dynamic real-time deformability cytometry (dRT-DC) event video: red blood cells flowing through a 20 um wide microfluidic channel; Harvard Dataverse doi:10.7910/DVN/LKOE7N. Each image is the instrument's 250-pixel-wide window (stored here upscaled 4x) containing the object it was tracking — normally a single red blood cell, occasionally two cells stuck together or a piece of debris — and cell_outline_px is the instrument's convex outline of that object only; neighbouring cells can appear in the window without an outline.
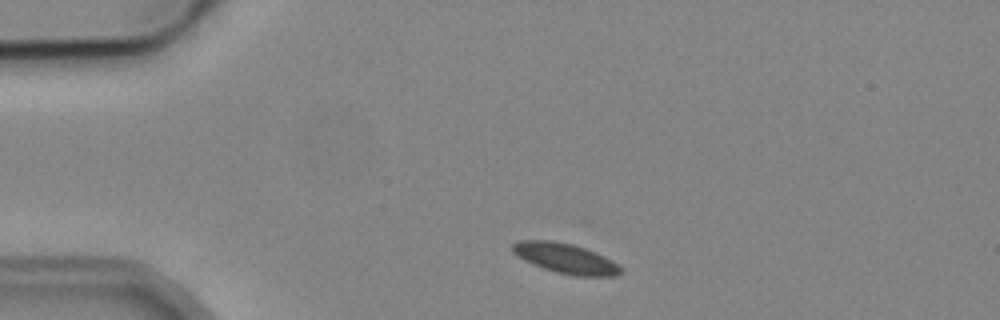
{"species": "common noctule bat (a hibernating species)", "species_latin": "Nyctalus noctula", "temperature_condition": "cold", "stored_images_in_passage": 2, "camera_frame_rate_fps": 3000, "um_per_image_px": 0.085, "animal": {"sex": "male", "body_mass_g": 19.2, "forearm_length_mm": 51.8}, "frame": {"image": 1, "passage_image": 1, "time_ms": 0.0, "image_size_px": [1000, 320], "cell_outline_px": [[620, 272], [616, 276], [576, 276], [556, 272], [532, 264], [524, 260], [512, 252], [512, 244], [520, 240], [552, 240], [572, 244], [584, 248], [604, 256], [612, 260], [620, 268]], "centroid_in_image_um": [48.03, 21.95], "position_along_channel_um": 37.0, "area_um2": 18.73}}